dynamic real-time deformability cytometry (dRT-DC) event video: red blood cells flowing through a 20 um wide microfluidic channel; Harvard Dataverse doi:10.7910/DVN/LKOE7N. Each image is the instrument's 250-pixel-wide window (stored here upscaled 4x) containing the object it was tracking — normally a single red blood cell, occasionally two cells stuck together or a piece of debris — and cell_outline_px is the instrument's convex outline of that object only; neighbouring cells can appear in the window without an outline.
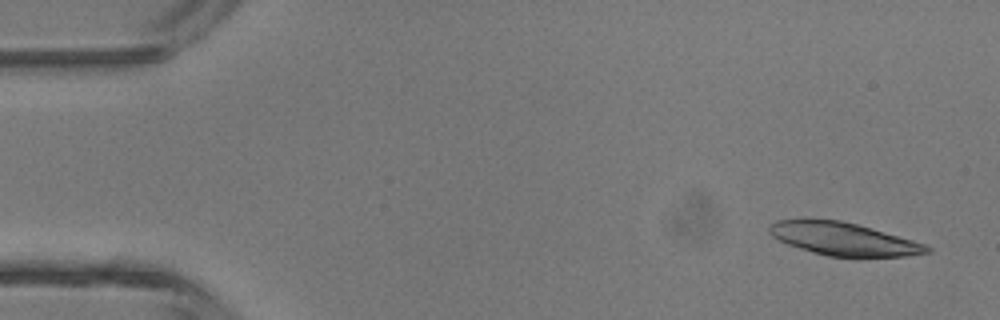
{"species": "common noctule bat (a hibernating species)", "species_latin": "Nyctalus noctula", "temperature_condition": "room temperature", "stored_images_in_passage": 4, "camera_frame_rate_fps": 3000, "um_per_image_px": 0.085, "animal": {"sex": "male", "body_mass_g": 13.3}, "frame": {"image": 1, "passage_image": 1, "time_ms": 0.0, "image_size_px": [1000, 320], "cell_outline_px": [[932, 252], [908, 256], [856, 260], [828, 256], [788, 244], [772, 236], [768, 232], [768, 224], [776, 220], [840, 220], [872, 228], [912, 240], [924, 244], [932, 248]], "centroid_in_image_um": [71.77, 20.37], "position_along_channel_um": 13.2, "area_um2": 30.75}}